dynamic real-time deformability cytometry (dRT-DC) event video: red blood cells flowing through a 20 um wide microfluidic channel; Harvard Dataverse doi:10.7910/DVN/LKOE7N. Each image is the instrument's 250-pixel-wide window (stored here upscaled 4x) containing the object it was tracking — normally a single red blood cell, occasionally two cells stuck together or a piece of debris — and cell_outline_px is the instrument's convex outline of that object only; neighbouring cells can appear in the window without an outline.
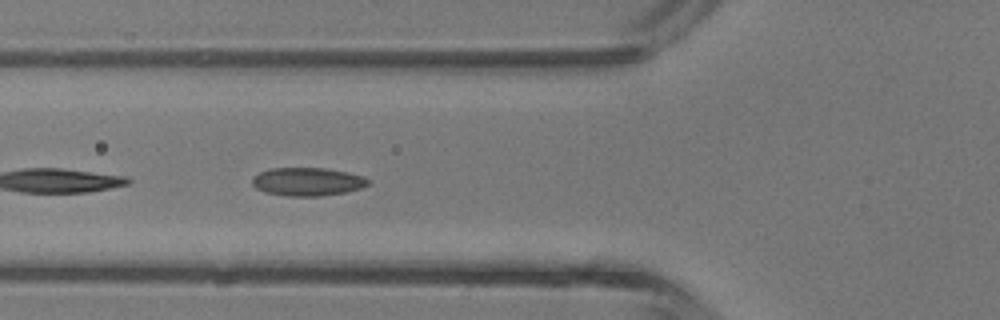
{"species": "common noctule bat (a hibernating species)", "species_latin": "Nyctalus noctula", "temperature_condition": "room temperature", "stored_images_in_passage": 42, "camera_frame_rate_fps": 3000, "um_per_image_px": 0.085, "animal": {"sex": "male", "body_mass_g": 13.3}, "frame": {"image": 1, "passage_image": 15, "time_ms": 4.667, "image_size_px": [1000, 320], "cell_outline_px": [[372, 184], [360, 188], [344, 192], [320, 196], [288, 196], [264, 192], [256, 188], [252, 184], [252, 180], [260, 172], [272, 168], [324, 168], [348, 172], [364, 176]], "centroid_in_image_um": [26.16, 15.44], "position_along_channel_um": 99.6, "area_um2": 19.02}}
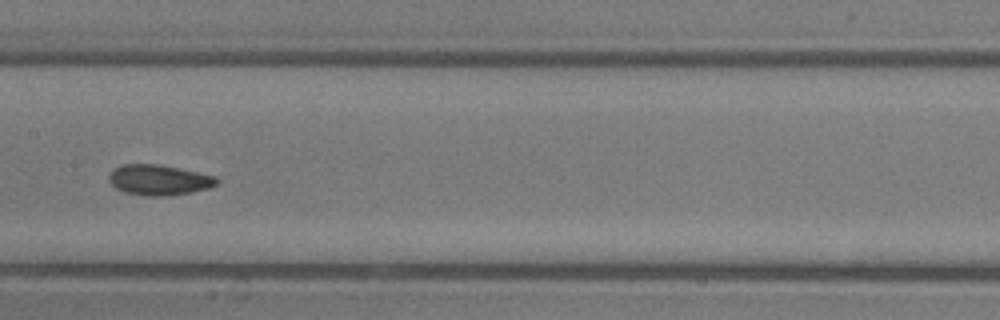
{"frame": {"image": 2, "passage_image": 21, "time_ms": 6.667, "image_size_px": [1000, 320], "cell_outline_px": [[220, 180], [216, 184], [208, 188], [192, 192], [164, 196], [144, 196], [124, 192], [116, 188], [108, 180], [108, 176], [116, 168], [124, 164], [160, 164], [216, 176]], "centroid_in_image_um": [13.52, 15.3], "position_along_channel_um": 193.9, "area_um2": 19.07}}
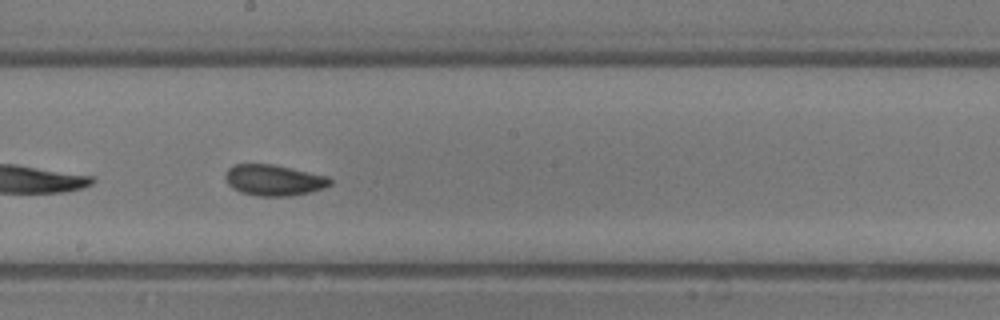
{"frame": {"image": 3, "passage_image": 23, "time_ms": 7.333, "image_size_px": [1000, 320], "cell_outline_px": [[332, 184], [324, 188], [308, 192], [288, 196], [260, 196], [240, 192], [232, 188], [228, 184], [224, 176], [228, 168], [236, 164], [272, 164], [328, 176], [332, 180]], "centroid_in_image_um": [23.27, 15.31], "position_along_channel_um": 224.9, "area_um2": 18.84}, "authors_computed_cell_mechanics": {"area_um2": 19.0451, "velocity_mm_per_s": 4.7133, "shape_relaxation_time_tau1_ms": null, "shape_relaxation_time_tau2_ms": 2.179, "deformation_change_tau1": null, "deformation_change_tau2": 0.0848}}